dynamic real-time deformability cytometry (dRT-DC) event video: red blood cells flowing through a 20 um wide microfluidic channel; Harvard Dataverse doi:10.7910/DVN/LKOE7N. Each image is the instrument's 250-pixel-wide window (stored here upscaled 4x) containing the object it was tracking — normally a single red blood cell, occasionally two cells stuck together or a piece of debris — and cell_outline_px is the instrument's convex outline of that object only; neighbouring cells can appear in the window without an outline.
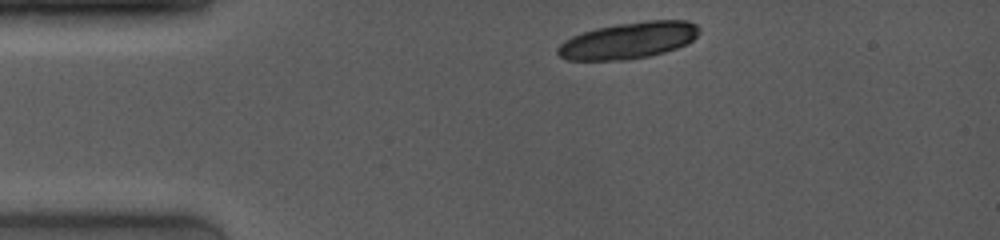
{"species": "common noctule bat (a hibernating species)", "species_latin": "Nyctalus noctula", "temperature_condition": "room temperature", "stored_images_in_passage": 2, "camera_frame_rate_fps": 4000, "um_per_image_px": 0.085, "animal": {"sex": "female", "body_mass_g": 19.0, "forearm_length_mm": 53.3}, "frame": {"image": 1, "passage_image": 1, "time_ms": 0.0, "image_size_px": [1000, 240], "cell_outline_px": [[700, 32], [688, 44], [664, 52], [648, 56], [628, 60], [568, 60], [560, 56], [556, 52], [556, 48], [564, 40], [572, 36], [596, 28], [616, 24], [648, 20], [688, 20], [696, 24], [700, 28]], "centroid_in_image_um": [53.43, 3.43], "position_along_channel_um": 31.6, "area_um2": 30.23}}